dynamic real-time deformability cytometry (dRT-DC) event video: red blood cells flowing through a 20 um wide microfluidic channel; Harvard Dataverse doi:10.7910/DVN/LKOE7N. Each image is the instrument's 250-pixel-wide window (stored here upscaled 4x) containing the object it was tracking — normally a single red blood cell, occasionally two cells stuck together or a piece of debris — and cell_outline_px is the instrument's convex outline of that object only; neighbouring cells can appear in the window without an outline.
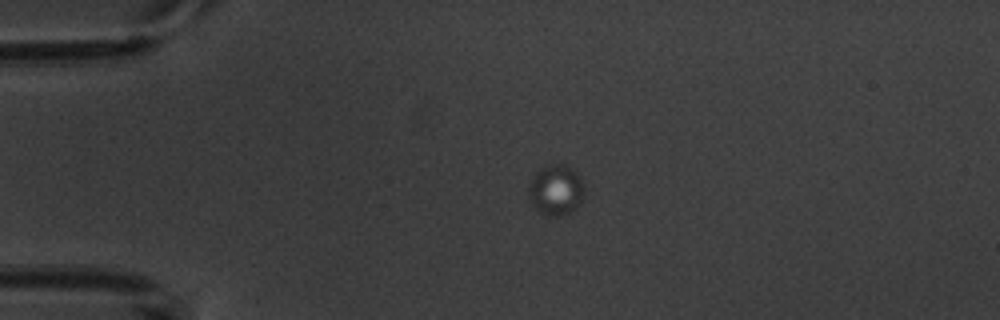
{"species": "common noctule bat (a hibernating species)", "species_latin": "Nyctalus noctula", "temperature_condition": "warm", "stored_images_in_passage": 5, "camera_frame_rate_fps": 3000, "um_per_image_px": 0.085, "animal": {"sex": "male", "body_mass_g": 20.1, "forearm_length_mm": 53.5}, "frame": {"image": 1, "passage_image": 4, "time_ms": 3.667, "image_size_px": [1000, 320], "cell_outline_px": [[584, 196], [568, 212], [560, 216], [548, 216], [540, 212], [536, 208], [528, 192], [528, 184], [532, 176], [544, 164], [564, 164], [572, 168], [576, 172], [584, 188]], "centroid_in_image_um": [47.21, 16.1], "position_along_channel_um": 37.8, "area_um2": 16.13}}